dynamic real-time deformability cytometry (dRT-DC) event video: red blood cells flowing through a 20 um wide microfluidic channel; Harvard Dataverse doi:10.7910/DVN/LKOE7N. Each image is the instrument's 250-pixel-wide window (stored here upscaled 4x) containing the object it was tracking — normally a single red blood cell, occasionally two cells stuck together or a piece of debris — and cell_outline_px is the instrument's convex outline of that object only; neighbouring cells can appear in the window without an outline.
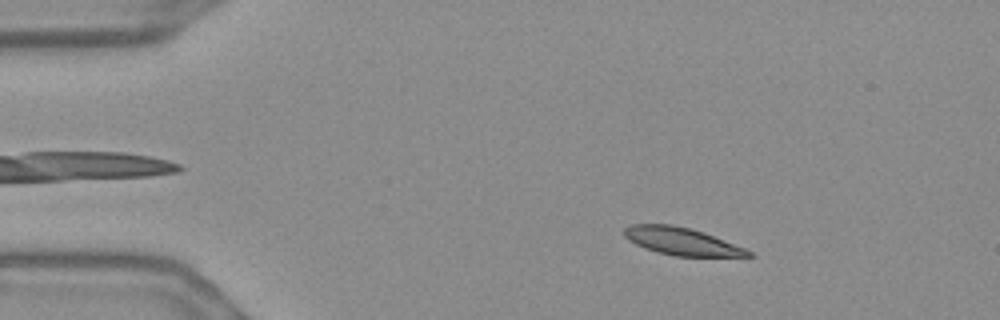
{"species": "Egyptian fruit bat (a non-hibernating species)", "species_latin": "Rousettus aegyptiacus", "temperature_condition": "warm", "stored_images_in_passage": 56, "camera_frame_rate_fps": 3000, "um_per_image_px": 0.085, "frame": {"image": 1, "passage_image": 9, "time_ms": 2.667, "image_size_px": [1000, 320], "cell_outline_px": [[756, 256], [676, 256], [656, 252], [644, 248], [628, 240], [624, 236], [624, 228], [632, 224], [672, 224], [692, 228], [704, 232], [744, 248], [752, 252]], "centroid_in_image_um": [57.91, 20.5], "position_along_channel_um": 27.1, "area_um2": 19.88}}
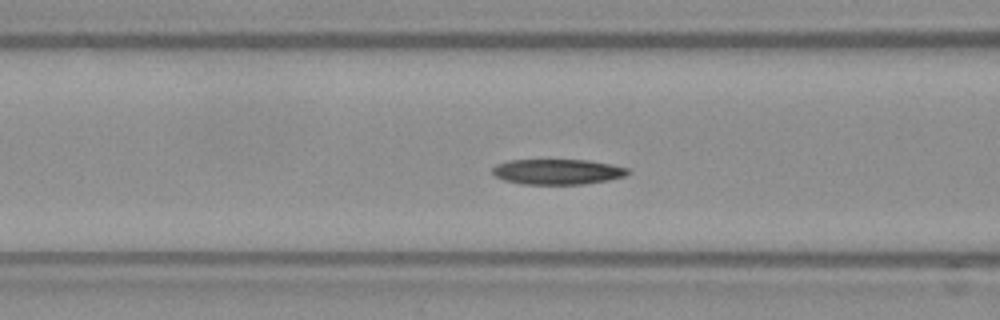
{"frame": {"image": 2, "passage_image": 22, "time_ms": 7.0, "image_size_px": [1000, 320], "cell_outline_px": [[632, 172], [624, 176], [608, 180], [584, 184], [520, 184], [504, 180], [496, 176], [492, 172], [492, 168], [496, 164], [508, 160], [588, 160], [612, 164], [628, 168]], "centroid_in_image_um": [47.4, 14.59], "position_along_channel_um": 119.2, "area_um2": 20.11}}
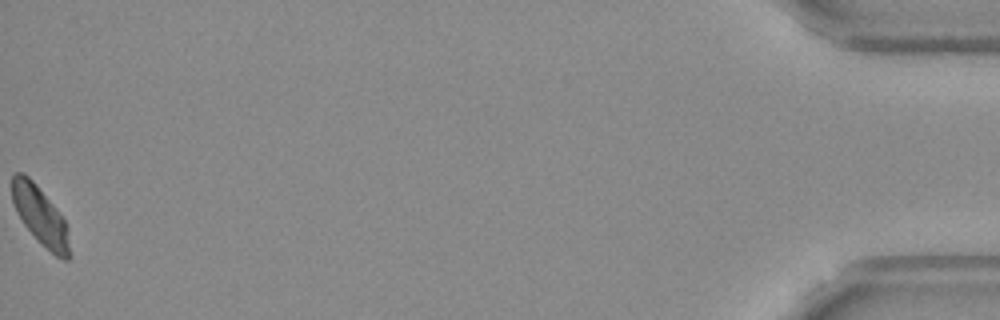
{"frame": {"image": 3, "passage_image": 56, "time_ms": 18.333, "image_size_px": [1000, 320], "cell_outline_px": [[72, 256], [68, 260], [64, 260], [56, 256], [24, 224], [16, 212], [12, 200], [12, 172], [24, 172], [36, 184], [52, 204], [64, 220], [68, 228]], "centroid_in_image_um": [3.44, 18.33], "position_along_channel_um": 431.8, "area_um2": 19.31}, "authors_computed_cell_mechanics": {"area_um2": 20.3456, "velocity_mm_per_s": 3.6486, "shape_relaxation_time_tau1_ms": 4.2413, "shape_relaxation_time_tau2_ms": 6.9634, "deformation_change_tau1": 0.1405, "deformation_change_tau2": 0.1264}}